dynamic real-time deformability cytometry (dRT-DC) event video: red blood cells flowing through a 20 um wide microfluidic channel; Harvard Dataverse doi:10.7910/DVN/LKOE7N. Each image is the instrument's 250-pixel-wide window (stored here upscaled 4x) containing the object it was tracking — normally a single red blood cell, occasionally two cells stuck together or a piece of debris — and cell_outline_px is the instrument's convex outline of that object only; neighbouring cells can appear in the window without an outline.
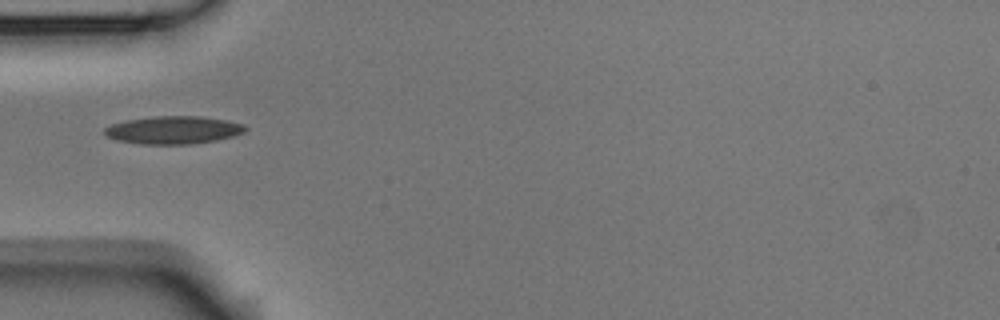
{"species": "Egyptian fruit bat (a non-hibernating species)", "species_latin": "Rousettus aegyptiacus", "temperature_condition": "room temperature", "stored_images_in_passage": 8, "camera_frame_rate_fps": 3000, "um_per_image_px": 0.085, "animal": {"sex": "male"}, "frame": {"image": 1, "passage_image": 5, "time_ms": 1.333, "image_size_px": [1000, 320], "cell_outline_px": [[248, 128], [244, 132], [236, 136], [216, 140], [188, 144], [140, 144], [116, 140], [108, 136], [104, 132], [104, 128], [112, 124], [124, 120], [152, 116], [200, 116], [228, 120], [244, 124]], "centroid_in_image_um": [14.76, 11.04], "position_along_channel_um": 70.2, "area_um2": 23.0}}
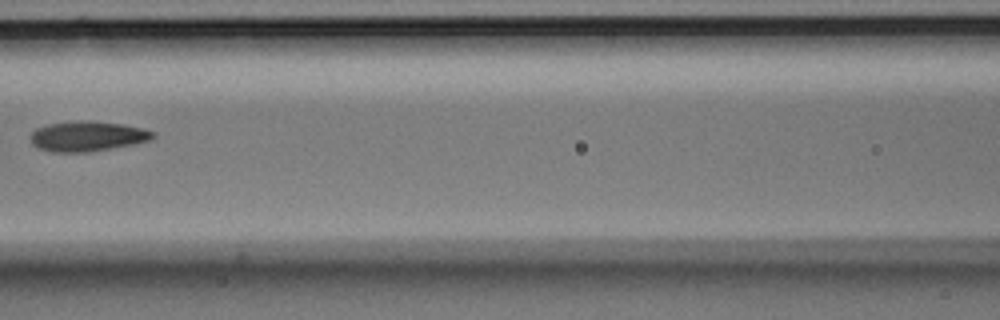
{"frame": {"image": 2, "passage_image": 7, "time_ms": 2.0, "image_size_px": [1000, 320], "cell_outline_px": [[156, 136], [148, 140], [132, 144], [88, 152], [52, 152], [36, 148], [32, 144], [32, 132], [36, 128], [48, 124], [80, 120], [88, 120], [124, 124], [144, 128], [156, 132]], "centroid_in_image_um": [7.43, 11.57], "position_along_channel_um": 159.2, "area_um2": 21.5}}
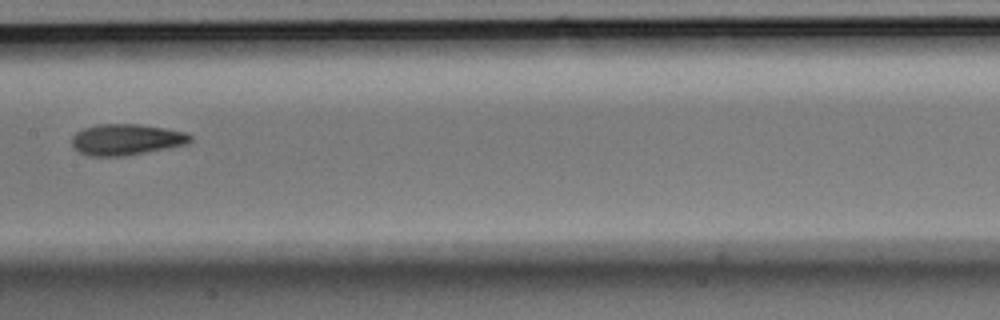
{"frame": {"image": 3, "passage_image": 8, "time_ms": 2.333, "image_size_px": [1000, 320], "cell_outline_px": [[192, 140], [188, 144], [168, 148], [124, 156], [88, 156], [80, 152], [72, 144], [72, 136], [76, 132], [84, 128], [100, 124], [136, 124], [164, 128], [184, 132], [192, 136]], "centroid_in_image_um": [10.74, 11.86], "position_along_channel_um": 196.7, "area_um2": 21.33}}